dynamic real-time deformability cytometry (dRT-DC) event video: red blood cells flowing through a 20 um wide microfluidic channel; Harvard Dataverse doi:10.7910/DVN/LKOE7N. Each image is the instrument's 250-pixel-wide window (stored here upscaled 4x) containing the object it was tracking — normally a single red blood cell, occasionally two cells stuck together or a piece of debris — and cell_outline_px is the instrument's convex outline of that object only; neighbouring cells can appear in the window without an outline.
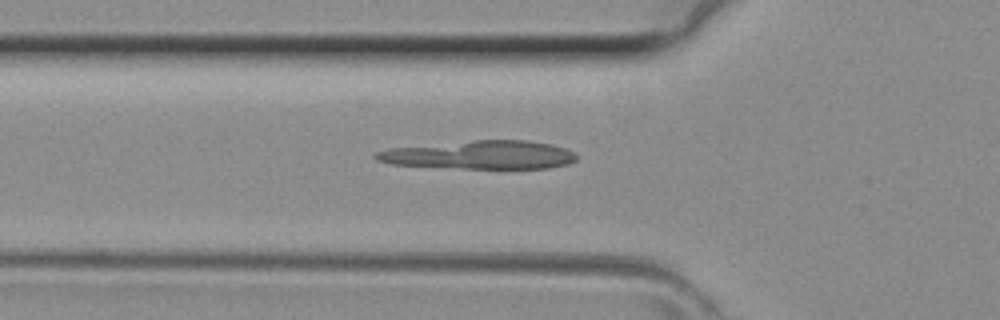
{"species": "common noctule bat (a hibernating species)", "species_latin": "Nyctalus noctula", "temperature_condition": "room temperature", "stored_images_in_passage": 31, "camera_frame_rate_fps": 3000, "um_per_image_px": 0.085, "animal": {"sex": "female", "body_mass_g": 29.2, "forearm_length_mm": 56.3}, "frame": {"image": 1, "passage_image": 7, "time_ms": 2.0, "image_size_px": [1000, 320], "cell_outline_px": [[576, 160], [568, 164], [548, 168], [464, 168], [392, 164], [376, 160], [372, 156], [376, 152], [388, 148], [476, 140], [528, 140], [548, 144], [564, 148], [572, 152], [576, 156]], "centroid_in_image_um": [40.77, 13.16], "position_along_channel_um": 85.0, "area_um2": 32.83}}
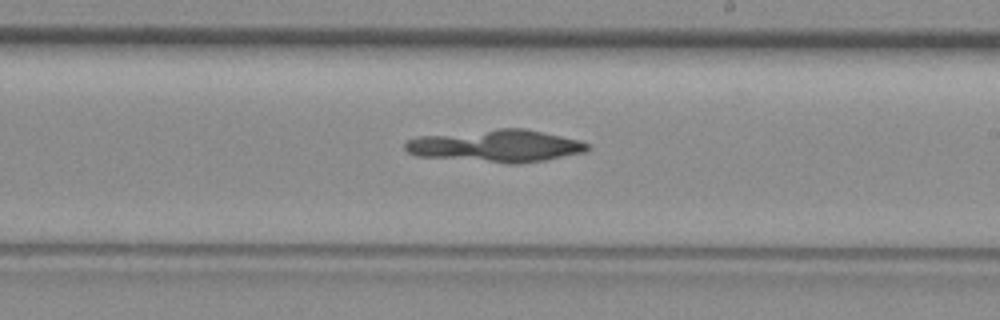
{"frame": {"image": 2, "passage_image": 17, "time_ms": 5.333, "image_size_px": [1000, 320], "cell_outline_px": [[592, 148], [584, 152], [544, 160], [520, 164], [508, 164], [416, 156], [408, 152], [404, 148], [404, 144], [408, 140], [416, 136], [500, 128], [524, 128], [580, 140], [588, 144]], "centroid_in_image_um": [42.14, 12.4], "position_along_channel_um": 246.9, "area_um2": 34.62}}
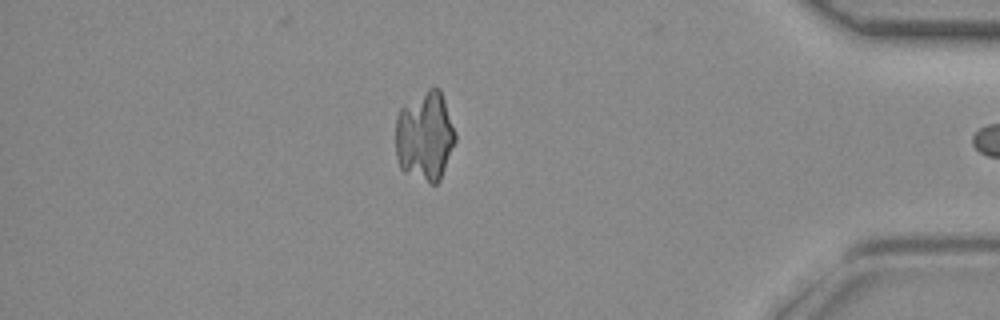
{"frame": {"image": 3, "passage_image": 29, "time_ms": 9.333, "image_size_px": [1000, 320], "cell_outline_px": [[456, 140], [440, 180], [436, 184], [428, 184], [404, 172], [400, 168], [396, 156], [396, 116], [400, 108], [428, 88], [440, 88], [456, 132]], "centroid_in_image_um": [36.11, 11.59], "position_along_channel_um": 399.1, "area_um2": 31.44}}